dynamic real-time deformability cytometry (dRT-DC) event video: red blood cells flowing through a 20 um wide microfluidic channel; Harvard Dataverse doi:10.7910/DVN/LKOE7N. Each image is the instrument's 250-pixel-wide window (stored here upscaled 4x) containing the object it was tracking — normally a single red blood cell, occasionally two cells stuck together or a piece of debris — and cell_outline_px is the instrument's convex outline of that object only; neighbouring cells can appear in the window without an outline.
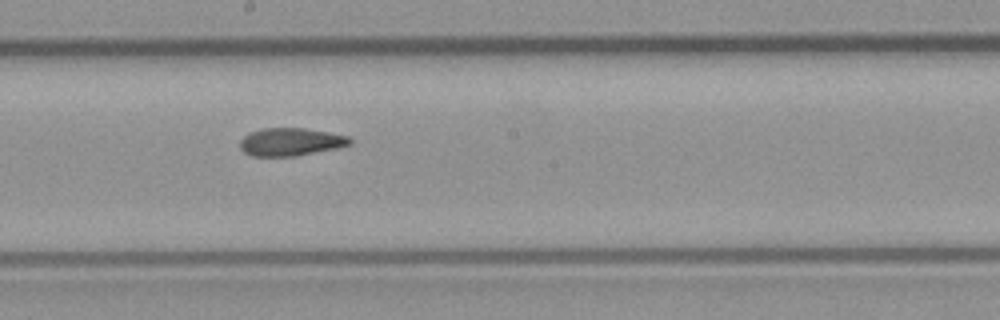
{"species": "common noctule bat (a hibernating species)", "species_latin": "Nyctalus noctula", "temperature_condition": "room temperature", "stored_images_in_passage": 15, "camera_frame_rate_fps": 3000, "um_per_image_px": 0.085, "animal": {"sex": "male", "body_mass_g": 23.1, "forearm_length_mm": 52.7}, "frame": {"image": 1, "passage_image": 9, "time_ms": 10.0, "image_size_px": [1000, 320], "cell_outline_px": [[352, 144], [336, 148], [296, 156], [252, 156], [244, 152], [240, 148], [240, 140], [244, 136], [252, 132], [264, 128], [304, 128], [328, 132], [348, 136], [352, 140]], "centroid_in_image_um": [24.71, 12.06], "position_along_channel_um": 223.5, "area_um2": 17.74}}
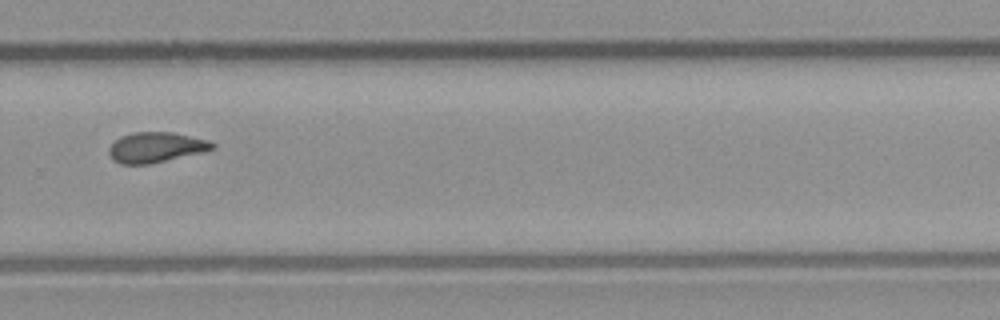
{"frame": {"image": 2, "passage_image": 11, "time_ms": 12.333, "image_size_px": [1000, 320], "cell_outline_px": [[216, 148], [204, 152], [148, 164], [120, 164], [112, 160], [108, 152], [108, 148], [120, 136], [132, 132], [172, 132], [208, 140], [216, 144]], "centroid_in_image_um": [13.25, 12.52], "position_along_channel_um": 316.6, "area_um2": 18.32}}
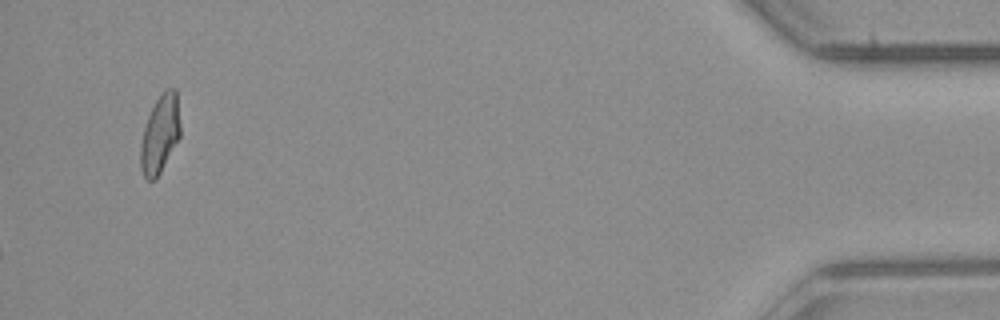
{"frame": {"image": 3, "passage_image": 15, "time_ms": 17.0, "image_size_px": [1000, 320], "cell_outline_px": [[180, 136], [156, 180], [148, 180], [144, 176], [140, 168], [140, 144], [144, 128], [148, 116], [156, 100], [164, 88], [176, 88], [180, 124]], "centroid_in_image_um": [13.59, 11.39], "position_along_channel_um": 421.6, "area_um2": 18.09}, "authors_computed_cell_mechanics": {"area_um2": 17.4556, "velocity_mm_per_s": 3.991, "shape_relaxation_time_tau1_ms": null, "shape_relaxation_time_tau2_ms": 6.7464, "deformation_change_tau1": null, "deformation_change_tau2": 0.1237}}